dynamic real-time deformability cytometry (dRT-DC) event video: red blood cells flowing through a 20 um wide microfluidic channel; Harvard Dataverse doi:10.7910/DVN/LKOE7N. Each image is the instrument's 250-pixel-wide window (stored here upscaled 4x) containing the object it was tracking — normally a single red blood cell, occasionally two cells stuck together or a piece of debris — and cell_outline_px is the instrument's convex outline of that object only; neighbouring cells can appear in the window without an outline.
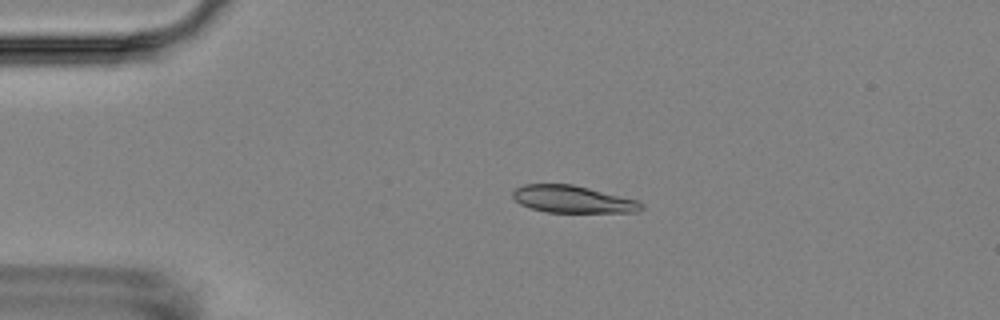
{"species": "Egyptian fruit bat (a non-hibernating species)", "species_latin": "Rousettus aegyptiacus", "temperature_condition": "room temperature", "stored_images_in_passage": 3, "camera_frame_rate_fps": 3000, "um_per_image_px": 0.085, "animal": {"sex": "female"}, "frame": {"image": 1, "passage_image": 2, "time_ms": 1.0, "image_size_px": [1000, 320], "cell_outline_px": [[644, 208], [640, 212], [548, 212], [532, 208], [520, 204], [512, 196], [512, 192], [516, 188], [524, 184], [572, 184], [640, 200], [644, 204]], "centroid_in_image_um": [48.74, 16.94], "position_along_channel_um": 36.3, "area_um2": 20.46}}